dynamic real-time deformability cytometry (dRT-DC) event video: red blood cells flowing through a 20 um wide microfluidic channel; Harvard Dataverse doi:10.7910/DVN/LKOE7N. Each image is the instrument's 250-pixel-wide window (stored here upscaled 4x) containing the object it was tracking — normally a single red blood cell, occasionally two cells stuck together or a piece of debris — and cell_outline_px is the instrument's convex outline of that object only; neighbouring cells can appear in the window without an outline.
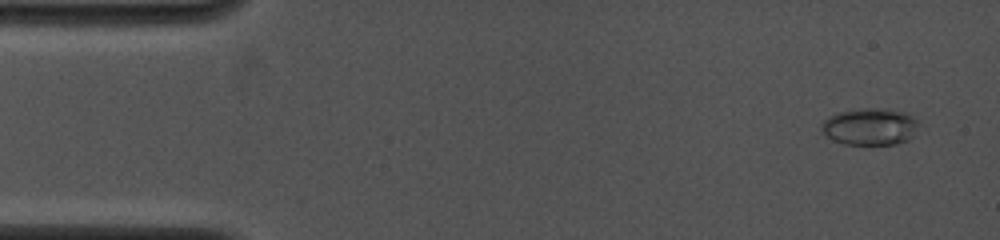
{"species": "common noctule bat (a hibernating species)", "species_latin": "Nyctalus noctula", "temperature_condition": "cold", "stored_images_in_passage": 5, "camera_frame_rate_fps": 4000, "um_per_image_px": 0.085, "animal": {"sex": "female", "body_mass_g": 19.0, "forearm_length_mm": 53.3}, "frame": {"image": 1, "passage_image": 1, "time_ms": 0.0, "image_size_px": [1000, 240], "cell_outline_px": [[920, 124], [912, 136], [908, 140], [896, 144], [844, 144], [832, 140], [820, 128], [820, 124], [824, 120], [836, 112], [864, 108], [876, 108], [904, 112], [912, 116]], "centroid_in_image_um": [73.94, 10.76], "position_along_channel_um": 11.1, "area_um2": 20.87}}